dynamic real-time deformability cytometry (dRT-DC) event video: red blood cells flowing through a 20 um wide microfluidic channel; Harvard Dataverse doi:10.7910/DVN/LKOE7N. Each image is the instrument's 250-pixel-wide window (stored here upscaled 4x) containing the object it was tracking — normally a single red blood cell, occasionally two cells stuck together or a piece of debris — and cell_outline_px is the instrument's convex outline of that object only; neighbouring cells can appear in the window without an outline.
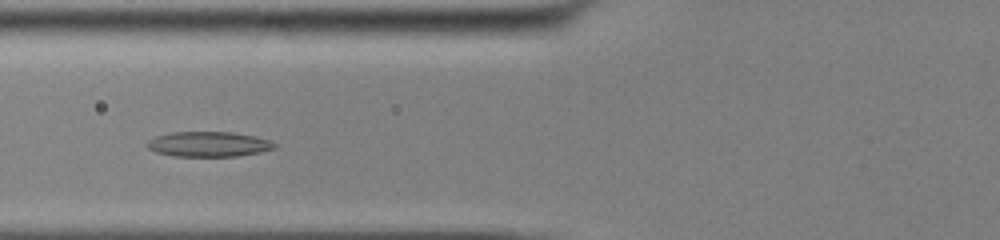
{"species": "common noctule bat (a hibernating species)", "species_latin": "Nyctalus noctula", "temperature_condition": "cold", "stored_images_in_passage": 45, "camera_frame_rate_fps": 3000, "um_per_image_px": 0.085, "animal": {"sex": "male", "body_mass_g": 13.0, "forearm_length_mm": 53.1}, "frame": {"image": 1, "passage_image": 13, "time_ms": 4.0, "image_size_px": [1000, 240], "cell_outline_px": [[276, 148], [260, 152], [236, 156], [172, 156], [156, 152], [148, 148], [144, 144], [148, 140], [156, 136], [172, 132], [232, 132], [256, 136], [268, 140], [276, 144]], "centroid_in_image_um": [17.7, 12.25], "position_along_channel_um": 108.1, "area_um2": 18.67}}
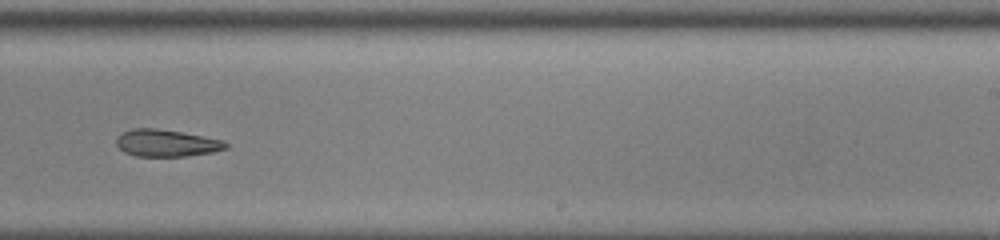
{"frame": {"image": 2, "passage_image": 26, "time_ms": 8.333, "image_size_px": [1000, 240], "cell_outline_px": [[228, 148], [212, 152], [184, 156], [136, 156], [124, 152], [116, 144], [116, 136], [120, 132], [132, 128], [156, 128], [180, 132], [224, 140], [228, 144]], "centroid_in_image_um": [14.11, 12.15], "position_along_channel_um": 274.9, "area_um2": 17.28}}
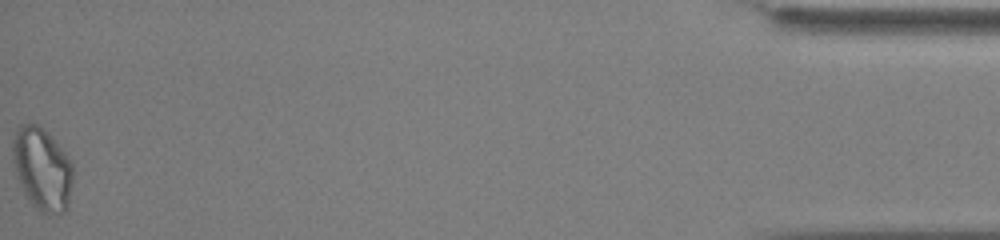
{"frame": {"image": 3, "passage_image": 45, "time_ms": 14.667, "image_size_px": [1000, 240], "cell_outline_px": [[72, 180], [68, 208], [64, 212], [40, 212], [28, 200], [20, 184], [12, 160], [12, 140], [16, 128], [20, 124], [36, 124], [44, 128], [64, 152], [72, 164]], "centroid_in_image_um": [3.56, 14.33], "position_along_channel_um": 431.6, "area_um2": 28.84}, "authors_computed_cell_mechanics": {"area_um2": 19.363, "velocity_mm_per_s": 3.8544, "shape_relaxation_time_tau1_ms": null, "shape_relaxation_time_tau2_ms": 5.8841, "deformation_change_tau1": null, "deformation_change_tau2": 0.1621}}